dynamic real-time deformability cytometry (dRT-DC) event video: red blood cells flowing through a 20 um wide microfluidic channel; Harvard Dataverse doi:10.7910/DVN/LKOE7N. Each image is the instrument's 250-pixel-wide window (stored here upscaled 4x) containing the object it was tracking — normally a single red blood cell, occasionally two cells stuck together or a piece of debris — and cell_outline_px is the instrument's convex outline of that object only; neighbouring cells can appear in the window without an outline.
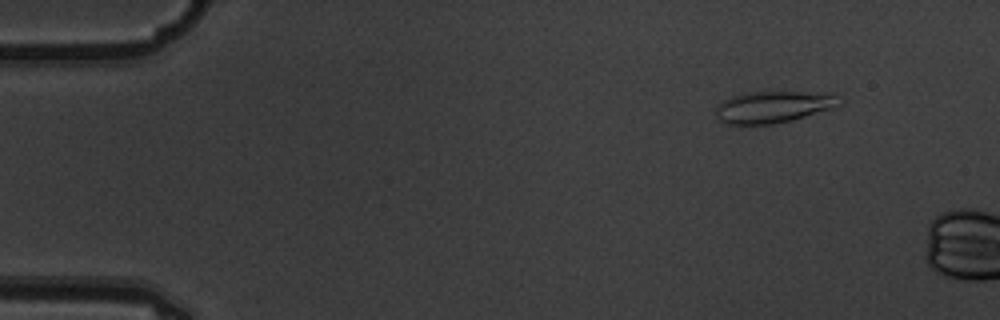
{"species": "common noctule bat (a hibernating species)", "species_latin": "Nyctalus noctula", "temperature_condition": "warm", "stored_images_in_passage": 3, "camera_frame_rate_fps": 3000, "um_per_image_px": 0.085, "animal": {"sex": "male", "body_mass_g": 19.5, "forearm_length_mm": 54.6}, "frame": {"image": 1, "passage_image": 2, "time_ms": 0.333, "image_size_px": [1000, 320], "cell_outline_px": [[844, 104], [832, 108], [792, 120], [772, 124], [740, 128], [724, 124], [716, 120], [716, 104], [732, 96], [744, 92], [764, 88], [836, 92], [844, 100]], "centroid_in_image_um": [65.75, 9.04], "position_along_channel_um": 19.3, "area_um2": 25.43}}